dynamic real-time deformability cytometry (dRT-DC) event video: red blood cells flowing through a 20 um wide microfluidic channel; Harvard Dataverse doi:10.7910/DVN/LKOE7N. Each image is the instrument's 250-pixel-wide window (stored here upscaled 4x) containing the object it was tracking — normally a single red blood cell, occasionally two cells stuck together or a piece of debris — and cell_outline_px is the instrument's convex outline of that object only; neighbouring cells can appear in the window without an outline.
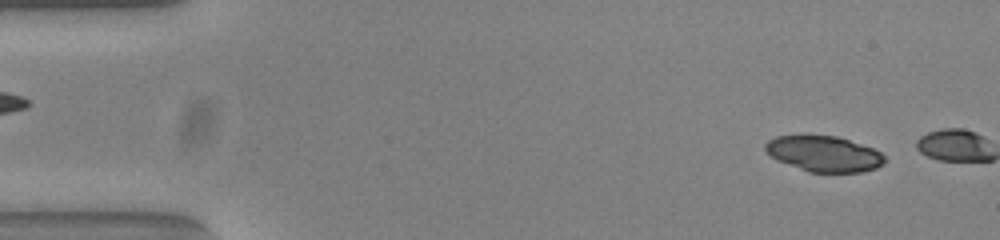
{"species": "common noctule bat (a hibernating species)", "species_latin": "Nyctalus noctula", "temperature_condition": "warm", "stored_images_in_passage": 4, "camera_frame_rate_fps": 3000, "um_per_image_px": 0.085, "animal": {"sex": "female", "body_mass_g": 23.0, "forearm_length_mm": 53.4}, "frame": {"image": 1, "passage_image": 2, "time_ms": 0.333, "image_size_px": [1000, 240], "cell_outline_px": [[884, 164], [876, 168], [860, 172], [808, 172], [780, 160], [772, 156], [764, 148], [764, 144], [768, 140], [776, 136], [804, 132], [836, 136], [872, 148], [880, 152], [884, 156]], "centroid_in_image_um": [70.0, 13.02], "position_along_channel_um": 15.0, "area_um2": 25.14}}